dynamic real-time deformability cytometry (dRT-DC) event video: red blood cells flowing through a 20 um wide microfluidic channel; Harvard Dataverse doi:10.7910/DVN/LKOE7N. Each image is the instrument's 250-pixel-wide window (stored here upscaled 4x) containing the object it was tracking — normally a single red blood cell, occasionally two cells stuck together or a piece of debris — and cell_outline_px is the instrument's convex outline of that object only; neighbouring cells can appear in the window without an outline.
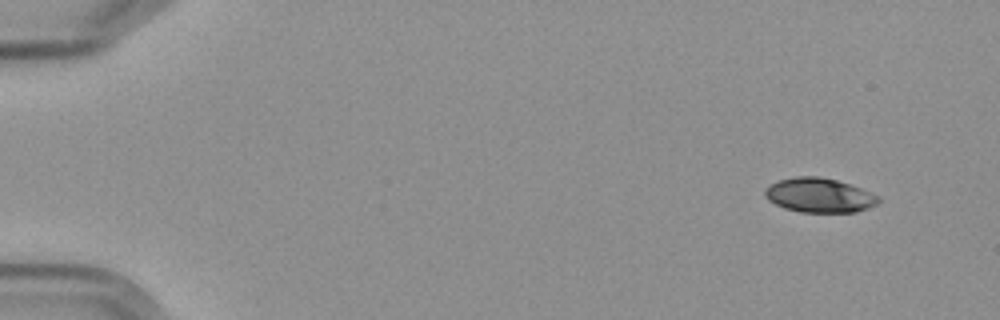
{"species": "Egyptian fruit bat (a non-hibernating species)", "species_latin": "Rousettus aegyptiacus", "temperature_condition": "cold", "stored_images_in_passage": 7, "camera_frame_rate_fps": 3000, "um_per_image_px": 0.085, "frame": {"image": 1, "passage_image": 1, "time_ms": 0.0, "image_size_px": [1000, 320], "cell_outline_px": [[880, 204], [856, 212], [800, 212], [784, 208], [768, 200], [764, 196], [764, 188], [780, 180], [796, 176], [820, 176], [836, 180], [860, 188], [880, 196]], "centroid_in_image_um": [69.65, 16.6], "position_along_channel_um": 15.3, "area_um2": 22.83}}
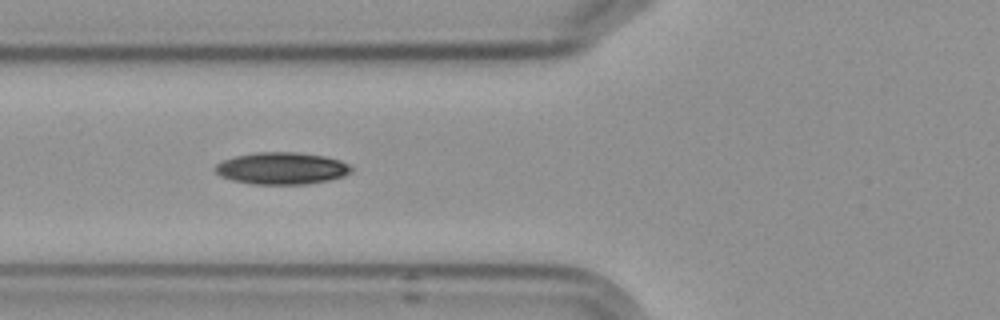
{"frame": {"image": 2, "passage_image": 6, "time_ms": 6.0, "image_size_px": [1000, 320], "cell_outline_px": [[352, 172], [344, 176], [328, 180], [308, 184], [252, 184], [232, 180], [220, 176], [212, 168], [216, 164], [224, 160], [236, 156], [256, 152], [296, 152], [324, 156], [340, 160], [348, 164], [352, 168]], "centroid_in_image_um": [23.94, 14.31], "position_along_channel_um": 101.9, "area_um2": 25.43}}
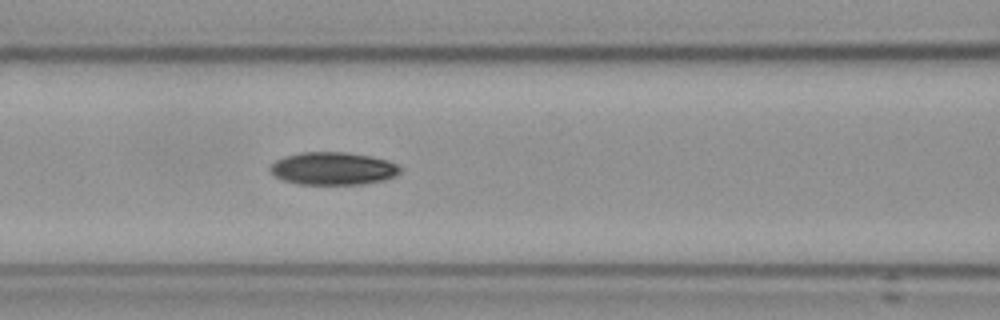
{"frame": {"image": 3, "passage_image": 7, "time_ms": 7.0, "image_size_px": [1000, 320], "cell_outline_px": [[404, 168], [400, 172], [384, 180], [360, 184], [300, 184], [284, 180], [276, 176], [268, 168], [276, 160], [284, 156], [300, 152], [348, 152], [372, 156], [388, 160]], "centroid_in_image_um": [28.32, 14.31], "position_along_channel_um": 138.3, "area_um2": 24.8}}